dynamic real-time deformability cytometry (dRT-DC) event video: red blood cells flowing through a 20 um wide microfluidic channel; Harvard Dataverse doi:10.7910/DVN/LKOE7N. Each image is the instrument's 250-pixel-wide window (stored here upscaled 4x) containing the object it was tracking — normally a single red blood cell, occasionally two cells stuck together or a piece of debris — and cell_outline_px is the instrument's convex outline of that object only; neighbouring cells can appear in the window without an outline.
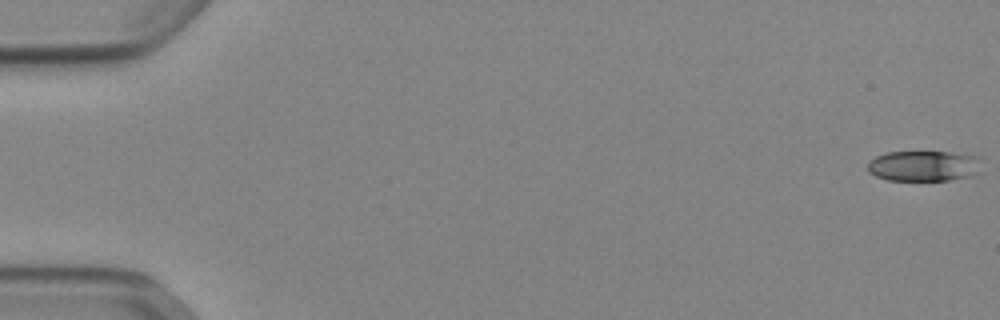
{"species": "Egyptian fruit bat (a non-hibernating species)", "species_latin": "Rousettus aegyptiacus", "temperature_condition": "cold", "stored_images_in_passage": 53, "camera_frame_rate_fps": 3000, "um_per_image_px": 0.085, "animal": {"sex": "female"}, "frame": {"image": 1, "passage_image": 1, "time_ms": 0.0, "image_size_px": [1000, 320], "cell_outline_px": [[984, 172], [972, 176], [948, 180], [888, 180], [876, 176], [868, 172], [868, 160], [876, 156], [888, 152], [952, 152], [976, 156]], "centroid_in_image_um": [78.55, 14.11], "position_along_channel_um": 6.5, "area_um2": 20.52}}
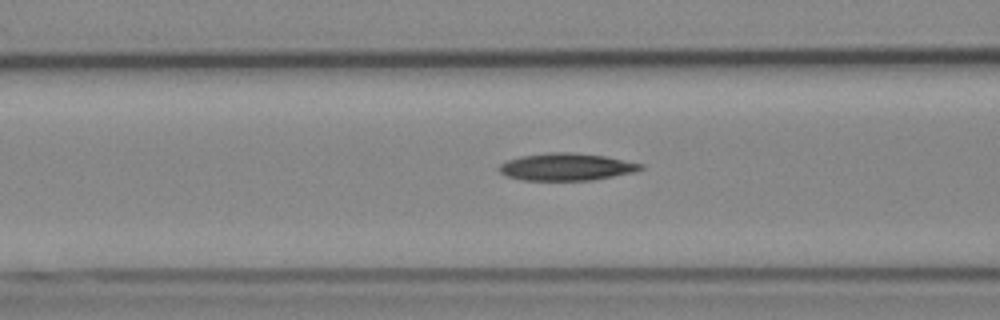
{"frame": {"image": 2, "passage_image": 22, "time_ms": 7.0, "image_size_px": [1000, 320], "cell_outline_px": [[644, 168], [636, 172], [592, 180], [524, 180], [508, 176], [500, 172], [496, 168], [500, 164], [508, 160], [520, 156], [548, 152], [572, 152], [604, 156], [644, 164]], "centroid_in_image_um": [48.15, 14.18], "position_along_channel_um": 118.4, "area_um2": 22.54}}
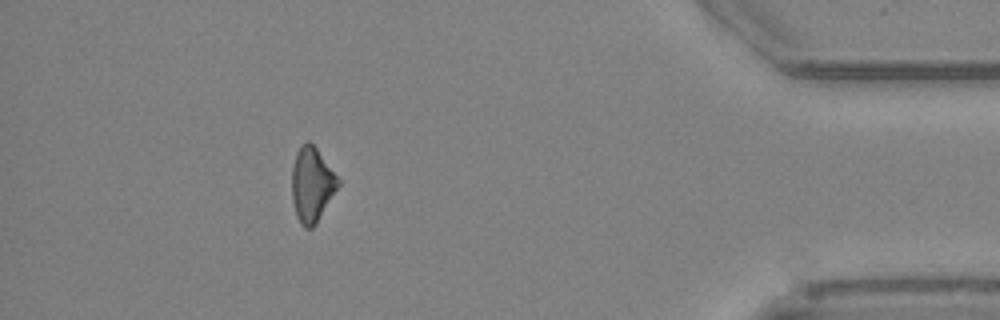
{"frame": {"image": 3, "passage_image": 48, "time_ms": 15.667, "image_size_px": [1000, 320], "cell_outline_px": [[340, 184], [316, 224], [312, 228], [304, 228], [300, 224], [296, 216], [292, 200], [292, 168], [296, 152], [300, 144], [308, 140], [316, 148], [340, 180]], "centroid_in_image_um": [26.49, 15.7], "position_along_channel_um": 408.7, "area_um2": 20.11}}